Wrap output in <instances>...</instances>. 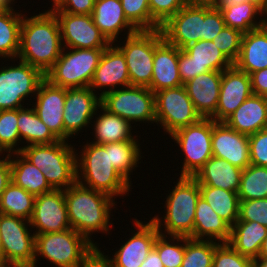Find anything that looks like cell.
Returning <instances> with one entry per match:
<instances>
[{
    "label": "cell",
    "instance_id": "obj_53",
    "mask_svg": "<svg viewBox=\"0 0 267 267\" xmlns=\"http://www.w3.org/2000/svg\"><path fill=\"white\" fill-rule=\"evenodd\" d=\"M81 267H114L112 262L106 257V253L96 247V249L85 259Z\"/></svg>",
    "mask_w": 267,
    "mask_h": 267
},
{
    "label": "cell",
    "instance_id": "obj_20",
    "mask_svg": "<svg viewBox=\"0 0 267 267\" xmlns=\"http://www.w3.org/2000/svg\"><path fill=\"white\" fill-rule=\"evenodd\" d=\"M129 85L125 56L114 43H111L104 49L89 87L101 97L107 92Z\"/></svg>",
    "mask_w": 267,
    "mask_h": 267
},
{
    "label": "cell",
    "instance_id": "obj_18",
    "mask_svg": "<svg viewBox=\"0 0 267 267\" xmlns=\"http://www.w3.org/2000/svg\"><path fill=\"white\" fill-rule=\"evenodd\" d=\"M30 226L37 234L62 232L70 229L64 189H53L51 192L35 197L34 211Z\"/></svg>",
    "mask_w": 267,
    "mask_h": 267
},
{
    "label": "cell",
    "instance_id": "obj_39",
    "mask_svg": "<svg viewBox=\"0 0 267 267\" xmlns=\"http://www.w3.org/2000/svg\"><path fill=\"white\" fill-rule=\"evenodd\" d=\"M34 202V195L11 181L0 196V213L30 221Z\"/></svg>",
    "mask_w": 267,
    "mask_h": 267
},
{
    "label": "cell",
    "instance_id": "obj_5",
    "mask_svg": "<svg viewBox=\"0 0 267 267\" xmlns=\"http://www.w3.org/2000/svg\"><path fill=\"white\" fill-rule=\"evenodd\" d=\"M76 145L59 140L51 144H34L19 152L42 171L53 189H67L77 181Z\"/></svg>",
    "mask_w": 267,
    "mask_h": 267
},
{
    "label": "cell",
    "instance_id": "obj_12",
    "mask_svg": "<svg viewBox=\"0 0 267 267\" xmlns=\"http://www.w3.org/2000/svg\"><path fill=\"white\" fill-rule=\"evenodd\" d=\"M32 231L30 221L0 213V250L6 265L33 267L35 234Z\"/></svg>",
    "mask_w": 267,
    "mask_h": 267
},
{
    "label": "cell",
    "instance_id": "obj_56",
    "mask_svg": "<svg viewBox=\"0 0 267 267\" xmlns=\"http://www.w3.org/2000/svg\"><path fill=\"white\" fill-rule=\"evenodd\" d=\"M246 1L247 0H212L211 5L213 8H226L228 6H236Z\"/></svg>",
    "mask_w": 267,
    "mask_h": 267
},
{
    "label": "cell",
    "instance_id": "obj_42",
    "mask_svg": "<svg viewBox=\"0 0 267 267\" xmlns=\"http://www.w3.org/2000/svg\"><path fill=\"white\" fill-rule=\"evenodd\" d=\"M186 237L158 234L154 249L164 267H181L184 259Z\"/></svg>",
    "mask_w": 267,
    "mask_h": 267
},
{
    "label": "cell",
    "instance_id": "obj_17",
    "mask_svg": "<svg viewBox=\"0 0 267 267\" xmlns=\"http://www.w3.org/2000/svg\"><path fill=\"white\" fill-rule=\"evenodd\" d=\"M132 223V226L135 227L134 230H131V238H125L127 239L126 242L121 244L120 248L117 249L116 247L114 254L106 255L114 267H140L154 248L159 234L156 225L149 219L148 221H140L133 218Z\"/></svg>",
    "mask_w": 267,
    "mask_h": 267
},
{
    "label": "cell",
    "instance_id": "obj_33",
    "mask_svg": "<svg viewBox=\"0 0 267 267\" xmlns=\"http://www.w3.org/2000/svg\"><path fill=\"white\" fill-rule=\"evenodd\" d=\"M10 166L11 181L35 197L53 190L42 171L20 153L10 154Z\"/></svg>",
    "mask_w": 267,
    "mask_h": 267
},
{
    "label": "cell",
    "instance_id": "obj_36",
    "mask_svg": "<svg viewBox=\"0 0 267 267\" xmlns=\"http://www.w3.org/2000/svg\"><path fill=\"white\" fill-rule=\"evenodd\" d=\"M142 154L140 140L109 143L110 163L131 185V175L141 164Z\"/></svg>",
    "mask_w": 267,
    "mask_h": 267
},
{
    "label": "cell",
    "instance_id": "obj_41",
    "mask_svg": "<svg viewBox=\"0 0 267 267\" xmlns=\"http://www.w3.org/2000/svg\"><path fill=\"white\" fill-rule=\"evenodd\" d=\"M220 242L186 237L181 267H212L215 248Z\"/></svg>",
    "mask_w": 267,
    "mask_h": 267
},
{
    "label": "cell",
    "instance_id": "obj_54",
    "mask_svg": "<svg viewBox=\"0 0 267 267\" xmlns=\"http://www.w3.org/2000/svg\"><path fill=\"white\" fill-rule=\"evenodd\" d=\"M11 182L10 154L0 157V196Z\"/></svg>",
    "mask_w": 267,
    "mask_h": 267
},
{
    "label": "cell",
    "instance_id": "obj_21",
    "mask_svg": "<svg viewBox=\"0 0 267 267\" xmlns=\"http://www.w3.org/2000/svg\"><path fill=\"white\" fill-rule=\"evenodd\" d=\"M212 154L245 169L251 164L249 135L237 132L225 122L212 119Z\"/></svg>",
    "mask_w": 267,
    "mask_h": 267
},
{
    "label": "cell",
    "instance_id": "obj_37",
    "mask_svg": "<svg viewBox=\"0 0 267 267\" xmlns=\"http://www.w3.org/2000/svg\"><path fill=\"white\" fill-rule=\"evenodd\" d=\"M199 189L200 196L232 227L239 218V196L237 192L205 185H199Z\"/></svg>",
    "mask_w": 267,
    "mask_h": 267
},
{
    "label": "cell",
    "instance_id": "obj_34",
    "mask_svg": "<svg viewBox=\"0 0 267 267\" xmlns=\"http://www.w3.org/2000/svg\"><path fill=\"white\" fill-rule=\"evenodd\" d=\"M17 8H4L0 12V60H12L18 56L23 15Z\"/></svg>",
    "mask_w": 267,
    "mask_h": 267
},
{
    "label": "cell",
    "instance_id": "obj_10",
    "mask_svg": "<svg viewBox=\"0 0 267 267\" xmlns=\"http://www.w3.org/2000/svg\"><path fill=\"white\" fill-rule=\"evenodd\" d=\"M101 105L134 126L156 124L155 93L148 87L129 85L107 92L101 96Z\"/></svg>",
    "mask_w": 267,
    "mask_h": 267
},
{
    "label": "cell",
    "instance_id": "obj_25",
    "mask_svg": "<svg viewBox=\"0 0 267 267\" xmlns=\"http://www.w3.org/2000/svg\"><path fill=\"white\" fill-rule=\"evenodd\" d=\"M222 71L201 73L184 85L196 111L202 118H211L218 106Z\"/></svg>",
    "mask_w": 267,
    "mask_h": 267
},
{
    "label": "cell",
    "instance_id": "obj_26",
    "mask_svg": "<svg viewBox=\"0 0 267 267\" xmlns=\"http://www.w3.org/2000/svg\"><path fill=\"white\" fill-rule=\"evenodd\" d=\"M179 48L163 39L154 49L153 72L148 88L153 92L176 88L182 84L179 67Z\"/></svg>",
    "mask_w": 267,
    "mask_h": 267
},
{
    "label": "cell",
    "instance_id": "obj_1",
    "mask_svg": "<svg viewBox=\"0 0 267 267\" xmlns=\"http://www.w3.org/2000/svg\"><path fill=\"white\" fill-rule=\"evenodd\" d=\"M24 14L17 59L39 69L44 75L63 50L60 26L51 10Z\"/></svg>",
    "mask_w": 267,
    "mask_h": 267
},
{
    "label": "cell",
    "instance_id": "obj_48",
    "mask_svg": "<svg viewBox=\"0 0 267 267\" xmlns=\"http://www.w3.org/2000/svg\"><path fill=\"white\" fill-rule=\"evenodd\" d=\"M187 3V0H149L151 17L162 26Z\"/></svg>",
    "mask_w": 267,
    "mask_h": 267
},
{
    "label": "cell",
    "instance_id": "obj_52",
    "mask_svg": "<svg viewBox=\"0 0 267 267\" xmlns=\"http://www.w3.org/2000/svg\"><path fill=\"white\" fill-rule=\"evenodd\" d=\"M253 94L267 97V68L250 74Z\"/></svg>",
    "mask_w": 267,
    "mask_h": 267
},
{
    "label": "cell",
    "instance_id": "obj_32",
    "mask_svg": "<svg viewBox=\"0 0 267 267\" xmlns=\"http://www.w3.org/2000/svg\"><path fill=\"white\" fill-rule=\"evenodd\" d=\"M267 237V227L254 221H236L231 227L227 242L241 255L254 259L258 257L263 240Z\"/></svg>",
    "mask_w": 267,
    "mask_h": 267
},
{
    "label": "cell",
    "instance_id": "obj_7",
    "mask_svg": "<svg viewBox=\"0 0 267 267\" xmlns=\"http://www.w3.org/2000/svg\"><path fill=\"white\" fill-rule=\"evenodd\" d=\"M106 48H65L45 74L51 84L62 88L89 87Z\"/></svg>",
    "mask_w": 267,
    "mask_h": 267
},
{
    "label": "cell",
    "instance_id": "obj_22",
    "mask_svg": "<svg viewBox=\"0 0 267 267\" xmlns=\"http://www.w3.org/2000/svg\"><path fill=\"white\" fill-rule=\"evenodd\" d=\"M252 94L250 75L234 65L222 71L218 106L211 119L224 122Z\"/></svg>",
    "mask_w": 267,
    "mask_h": 267
},
{
    "label": "cell",
    "instance_id": "obj_65",
    "mask_svg": "<svg viewBox=\"0 0 267 267\" xmlns=\"http://www.w3.org/2000/svg\"><path fill=\"white\" fill-rule=\"evenodd\" d=\"M58 1H59V0H52V1H51V2H53L52 5L54 6Z\"/></svg>",
    "mask_w": 267,
    "mask_h": 267
},
{
    "label": "cell",
    "instance_id": "obj_23",
    "mask_svg": "<svg viewBox=\"0 0 267 267\" xmlns=\"http://www.w3.org/2000/svg\"><path fill=\"white\" fill-rule=\"evenodd\" d=\"M66 97V88L58 87L44 79L34 97L32 107L41 121L49 128L51 133L64 141L63 110Z\"/></svg>",
    "mask_w": 267,
    "mask_h": 267
},
{
    "label": "cell",
    "instance_id": "obj_9",
    "mask_svg": "<svg viewBox=\"0 0 267 267\" xmlns=\"http://www.w3.org/2000/svg\"><path fill=\"white\" fill-rule=\"evenodd\" d=\"M121 38L114 44L125 56L130 85L148 87L152 79L154 49L164 39L161 29L139 30Z\"/></svg>",
    "mask_w": 267,
    "mask_h": 267
},
{
    "label": "cell",
    "instance_id": "obj_8",
    "mask_svg": "<svg viewBox=\"0 0 267 267\" xmlns=\"http://www.w3.org/2000/svg\"><path fill=\"white\" fill-rule=\"evenodd\" d=\"M6 61H11L14 65L10 63L5 64L6 66L0 65V110L27 107L26 104L28 106L31 104V98L34 101L45 75L30 64L18 61L17 58ZM26 100L30 103L28 104Z\"/></svg>",
    "mask_w": 267,
    "mask_h": 267
},
{
    "label": "cell",
    "instance_id": "obj_35",
    "mask_svg": "<svg viewBox=\"0 0 267 267\" xmlns=\"http://www.w3.org/2000/svg\"><path fill=\"white\" fill-rule=\"evenodd\" d=\"M31 106V108H30ZM18 109V130L22 147L59 141L41 121L32 105Z\"/></svg>",
    "mask_w": 267,
    "mask_h": 267
},
{
    "label": "cell",
    "instance_id": "obj_51",
    "mask_svg": "<svg viewBox=\"0 0 267 267\" xmlns=\"http://www.w3.org/2000/svg\"><path fill=\"white\" fill-rule=\"evenodd\" d=\"M95 0H59L47 10L52 12H65L79 15H91L94 10ZM51 8V9H50Z\"/></svg>",
    "mask_w": 267,
    "mask_h": 267
},
{
    "label": "cell",
    "instance_id": "obj_29",
    "mask_svg": "<svg viewBox=\"0 0 267 267\" xmlns=\"http://www.w3.org/2000/svg\"><path fill=\"white\" fill-rule=\"evenodd\" d=\"M233 65L248 75L267 68V23L243 33L240 53Z\"/></svg>",
    "mask_w": 267,
    "mask_h": 267
},
{
    "label": "cell",
    "instance_id": "obj_2",
    "mask_svg": "<svg viewBox=\"0 0 267 267\" xmlns=\"http://www.w3.org/2000/svg\"><path fill=\"white\" fill-rule=\"evenodd\" d=\"M64 196L71 228L99 247L92 236L95 232L110 235L111 227H114L111 211L117 208V201L77 181L64 189Z\"/></svg>",
    "mask_w": 267,
    "mask_h": 267
},
{
    "label": "cell",
    "instance_id": "obj_67",
    "mask_svg": "<svg viewBox=\"0 0 267 267\" xmlns=\"http://www.w3.org/2000/svg\"><path fill=\"white\" fill-rule=\"evenodd\" d=\"M0 267H15V266H11V265H4V266H0Z\"/></svg>",
    "mask_w": 267,
    "mask_h": 267
},
{
    "label": "cell",
    "instance_id": "obj_62",
    "mask_svg": "<svg viewBox=\"0 0 267 267\" xmlns=\"http://www.w3.org/2000/svg\"><path fill=\"white\" fill-rule=\"evenodd\" d=\"M5 154L9 155V153L0 145V157H3Z\"/></svg>",
    "mask_w": 267,
    "mask_h": 267
},
{
    "label": "cell",
    "instance_id": "obj_24",
    "mask_svg": "<svg viewBox=\"0 0 267 267\" xmlns=\"http://www.w3.org/2000/svg\"><path fill=\"white\" fill-rule=\"evenodd\" d=\"M91 16L96 27L110 43L118 41L121 35L127 37L139 31L126 18L120 0H95Z\"/></svg>",
    "mask_w": 267,
    "mask_h": 267
},
{
    "label": "cell",
    "instance_id": "obj_50",
    "mask_svg": "<svg viewBox=\"0 0 267 267\" xmlns=\"http://www.w3.org/2000/svg\"><path fill=\"white\" fill-rule=\"evenodd\" d=\"M226 27L220 10L205 3V22L203 40L213 41L214 38Z\"/></svg>",
    "mask_w": 267,
    "mask_h": 267
},
{
    "label": "cell",
    "instance_id": "obj_3",
    "mask_svg": "<svg viewBox=\"0 0 267 267\" xmlns=\"http://www.w3.org/2000/svg\"><path fill=\"white\" fill-rule=\"evenodd\" d=\"M82 146V147H81ZM76 149L77 182L81 185L100 191L116 199L133 189L132 186L110 163L109 143L95 144L87 142Z\"/></svg>",
    "mask_w": 267,
    "mask_h": 267
},
{
    "label": "cell",
    "instance_id": "obj_61",
    "mask_svg": "<svg viewBox=\"0 0 267 267\" xmlns=\"http://www.w3.org/2000/svg\"><path fill=\"white\" fill-rule=\"evenodd\" d=\"M212 0H187L188 3H211Z\"/></svg>",
    "mask_w": 267,
    "mask_h": 267
},
{
    "label": "cell",
    "instance_id": "obj_59",
    "mask_svg": "<svg viewBox=\"0 0 267 267\" xmlns=\"http://www.w3.org/2000/svg\"><path fill=\"white\" fill-rule=\"evenodd\" d=\"M258 257L267 258V237L263 240Z\"/></svg>",
    "mask_w": 267,
    "mask_h": 267
},
{
    "label": "cell",
    "instance_id": "obj_6",
    "mask_svg": "<svg viewBox=\"0 0 267 267\" xmlns=\"http://www.w3.org/2000/svg\"><path fill=\"white\" fill-rule=\"evenodd\" d=\"M95 249L92 242L72 228L62 232L37 234L33 267L40 264L39 257L55 267H81Z\"/></svg>",
    "mask_w": 267,
    "mask_h": 267
},
{
    "label": "cell",
    "instance_id": "obj_38",
    "mask_svg": "<svg viewBox=\"0 0 267 267\" xmlns=\"http://www.w3.org/2000/svg\"><path fill=\"white\" fill-rule=\"evenodd\" d=\"M215 9L221 11L227 27L240 30L242 33L258 29L265 24L264 13L249 1L236 6Z\"/></svg>",
    "mask_w": 267,
    "mask_h": 267
},
{
    "label": "cell",
    "instance_id": "obj_16",
    "mask_svg": "<svg viewBox=\"0 0 267 267\" xmlns=\"http://www.w3.org/2000/svg\"><path fill=\"white\" fill-rule=\"evenodd\" d=\"M100 105V95L90 87L66 89L63 110L64 141L68 142L70 137L75 138L87 127L90 128L89 125Z\"/></svg>",
    "mask_w": 267,
    "mask_h": 267
},
{
    "label": "cell",
    "instance_id": "obj_30",
    "mask_svg": "<svg viewBox=\"0 0 267 267\" xmlns=\"http://www.w3.org/2000/svg\"><path fill=\"white\" fill-rule=\"evenodd\" d=\"M243 169L224 159L212 156L196 172L193 178L199 185L238 192Z\"/></svg>",
    "mask_w": 267,
    "mask_h": 267
},
{
    "label": "cell",
    "instance_id": "obj_13",
    "mask_svg": "<svg viewBox=\"0 0 267 267\" xmlns=\"http://www.w3.org/2000/svg\"><path fill=\"white\" fill-rule=\"evenodd\" d=\"M155 117L156 125L169 136L202 118L196 111L184 85L155 92Z\"/></svg>",
    "mask_w": 267,
    "mask_h": 267
},
{
    "label": "cell",
    "instance_id": "obj_28",
    "mask_svg": "<svg viewBox=\"0 0 267 267\" xmlns=\"http://www.w3.org/2000/svg\"><path fill=\"white\" fill-rule=\"evenodd\" d=\"M230 128L246 135L267 127V97L252 94L225 121Z\"/></svg>",
    "mask_w": 267,
    "mask_h": 267
},
{
    "label": "cell",
    "instance_id": "obj_64",
    "mask_svg": "<svg viewBox=\"0 0 267 267\" xmlns=\"http://www.w3.org/2000/svg\"><path fill=\"white\" fill-rule=\"evenodd\" d=\"M264 19H265V23H267V11H266V13L264 14Z\"/></svg>",
    "mask_w": 267,
    "mask_h": 267
},
{
    "label": "cell",
    "instance_id": "obj_15",
    "mask_svg": "<svg viewBox=\"0 0 267 267\" xmlns=\"http://www.w3.org/2000/svg\"><path fill=\"white\" fill-rule=\"evenodd\" d=\"M205 3H187L162 26L164 39L183 49L189 44L203 40Z\"/></svg>",
    "mask_w": 267,
    "mask_h": 267
},
{
    "label": "cell",
    "instance_id": "obj_44",
    "mask_svg": "<svg viewBox=\"0 0 267 267\" xmlns=\"http://www.w3.org/2000/svg\"><path fill=\"white\" fill-rule=\"evenodd\" d=\"M126 18L138 30H157L161 26L151 17L149 0H120Z\"/></svg>",
    "mask_w": 267,
    "mask_h": 267
},
{
    "label": "cell",
    "instance_id": "obj_11",
    "mask_svg": "<svg viewBox=\"0 0 267 267\" xmlns=\"http://www.w3.org/2000/svg\"><path fill=\"white\" fill-rule=\"evenodd\" d=\"M180 148L184 157L178 176L193 177L210 159L212 154V119L201 118L198 122L180 128L169 136Z\"/></svg>",
    "mask_w": 267,
    "mask_h": 267
},
{
    "label": "cell",
    "instance_id": "obj_43",
    "mask_svg": "<svg viewBox=\"0 0 267 267\" xmlns=\"http://www.w3.org/2000/svg\"><path fill=\"white\" fill-rule=\"evenodd\" d=\"M17 120L18 109L0 110V145L9 154L19 153L23 148L19 146L21 139Z\"/></svg>",
    "mask_w": 267,
    "mask_h": 267
},
{
    "label": "cell",
    "instance_id": "obj_60",
    "mask_svg": "<svg viewBox=\"0 0 267 267\" xmlns=\"http://www.w3.org/2000/svg\"><path fill=\"white\" fill-rule=\"evenodd\" d=\"M0 3L5 7V8H16L14 6H16L15 4L17 2H15V0H0Z\"/></svg>",
    "mask_w": 267,
    "mask_h": 267
},
{
    "label": "cell",
    "instance_id": "obj_4",
    "mask_svg": "<svg viewBox=\"0 0 267 267\" xmlns=\"http://www.w3.org/2000/svg\"><path fill=\"white\" fill-rule=\"evenodd\" d=\"M164 201V215L149 217L160 234L190 237L193 234L195 208L200 197L199 183L190 176H179Z\"/></svg>",
    "mask_w": 267,
    "mask_h": 267
},
{
    "label": "cell",
    "instance_id": "obj_46",
    "mask_svg": "<svg viewBox=\"0 0 267 267\" xmlns=\"http://www.w3.org/2000/svg\"><path fill=\"white\" fill-rule=\"evenodd\" d=\"M250 257L241 255L228 243H220L215 248L212 267H252Z\"/></svg>",
    "mask_w": 267,
    "mask_h": 267
},
{
    "label": "cell",
    "instance_id": "obj_57",
    "mask_svg": "<svg viewBox=\"0 0 267 267\" xmlns=\"http://www.w3.org/2000/svg\"><path fill=\"white\" fill-rule=\"evenodd\" d=\"M253 3L257 8H259L264 14L267 11V0H247Z\"/></svg>",
    "mask_w": 267,
    "mask_h": 267
},
{
    "label": "cell",
    "instance_id": "obj_31",
    "mask_svg": "<svg viewBox=\"0 0 267 267\" xmlns=\"http://www.w3.org/2000/svg\"><path fill=\"white\" fill-rule=\"evenodd\" d=\"M230 232L231 226L200 196L195 208L193 234L189 238L227 243Z\"/></svg>",
    "mask_w": 267,
    "mask_h": 267
},
{
    "label": "cell",
    "instance_id": "obj_55",
    "mask_svg": "<svg viewBox=\"0 0 267 267\" xmlns=\"http://www.w3.org/2000/svg\"><path fill=\"white\" fill-rule=\"evenodd\" d=\"M140 267H164L158 252L153 248Z\"/></svg>",
    "mask_w": 267,
    "mask_h": 267
},
{
    "label": "cell",
    "instance_id": "obj_27",
    "mask_svg": "<svg viewBox=\"0 0 267 267\" xmlns=\"http://www.w3.org/2000/svg\"><path fill=\"white\" fill-rule=\"evenodd\" d=\"M95 115L90 126L93 129V135L91 134V136L94 138L91 142L103 145L126 140H139L136 135L137 132L133 131L136 129L134 125L120 116L109 112L102 105L99 106Z\"/></svg>",
    "mask_w": 267,
    "mask_h": 267
},
{
    "label": "cell",
    "instance_id": "obj_63",
    "mask_svg": "<svg viewBox=\"0 0 267 267\" xmlns=\"http://www.w3.org/2000/svg\"><path fill=\"white\" fill-rule=\"evenodd\" d=\"M4 265H6V263H5L4 259H3V256H2L1 250H0V266H4Z\"/></svg>",
    "mask_w": 267,
    "mask_h": 267
},
{
    "label": "cell",
    "instance_id": "obj_47",
    "mask_svg": "<svg viewBox=\"0 0 267 267\" xmlns=\"http://www.w3.org/2000/svg\"><path fill=\"white\" fill-rule=\"evenodd\" d=\"M237 221H254L267 227V198L239 201Z\"/></svg>",
    "mask_w": 267,
    "mask_h": 267
},
{
    "label": "cell",
    "instance_id": "obj_14",
    "mask_svg": "<svg viewBox=\"0 0 267 267\" xmlns=\"http://www.w3.org/2000/svg\"><path fill=\"white\" fill-rule=\"evenodd\" d=\"M233 63L213 41L199 40L179 49V74L182 84L209 71H224Z\"/></svg>",
    "mask_w": 267,
    "mask_h": 267
},
{
    "label": "cell",
    "instance_id": "obj_66",
    "mask_svg": "<svg viewBox=\"0 0 267 267\" xmlns=\"http://www.w3.org/2000/svg\"><path fill=\"white\" fill-rule=\"evenodd\" d=\"M5 7L0 3V12L4 9Z\"/></svg>",
    "mask_w": 267,
    "mask_h": 267
},
{
    "label": "cell",
    "instance_id": "obj_58",
    "mask_svg": "<svg viewBox=\"0 0 267 267\" xmlns=\"http://www.w3.org/2000/svg\"><path fill=\"white\" fill-rule=\"evenodd\" d=\"M252 267H267V258L256 257L252 260Z\"/></svg>",
    "mask_w": 267,
    "mask_h": 267
},
{
    "label": "cell",
    "instance_id": "obj_45",
    "mask_svg": "<svg viewBox=\"0 0 267 267\" xmlns=\"http://www.w3.org/2000/svg\"><path fill=\"white\" fill-rule=\"evenodd\" d=\"M243 33L240 30L225 27L213 40L216 47L234 63L240 53Z\"/></svg>",
    "mask_w": 267,
    "mask_h": 267
},
{
    "label": "cell",
    "instance_id": "obj_40",
    "mask_svg": "<svg viewBox=\"0 0 267 267\" xmlns=\"http://www.w3.org/2000/svg\"><path fill=\"white\" fill-rule=\"evenodd\" d=\"M237 194L239 201L267 198V167L250 164L243 169Z\"/></svg>",
    "mask_w": 267,
    "mask_h": 267
},
{
    "label": "cell",
    "instance_id": "obj_49",
    "mask_svg": "<svg viewBox=\"0 0 267 267\" xmlns=\"http://www.w3.org/2000/svg\"><path fill=\"white\" fill-rule=\"evenodd\" d=\"M251 164L267 167V127L249 135Z\"/></svg>",
    "mask_w": 267,
    "mask_h": 267
},
{
    "label": "cell",
    "instance_id": "obj_19",
    "mask_svg": "<svg viewBox=\"0 0 267 267\" xmlns=\"http://www.w3.org/2000/svg\"><path fill=\"white\" fill-rule=\"evenodd\" d=\"M58 19L65 48H107L111 43L93 22L91 15L53 12Z\"/></svg>",
    "mask_w": 267,
    "mask_h": 267
}]
</instances>
